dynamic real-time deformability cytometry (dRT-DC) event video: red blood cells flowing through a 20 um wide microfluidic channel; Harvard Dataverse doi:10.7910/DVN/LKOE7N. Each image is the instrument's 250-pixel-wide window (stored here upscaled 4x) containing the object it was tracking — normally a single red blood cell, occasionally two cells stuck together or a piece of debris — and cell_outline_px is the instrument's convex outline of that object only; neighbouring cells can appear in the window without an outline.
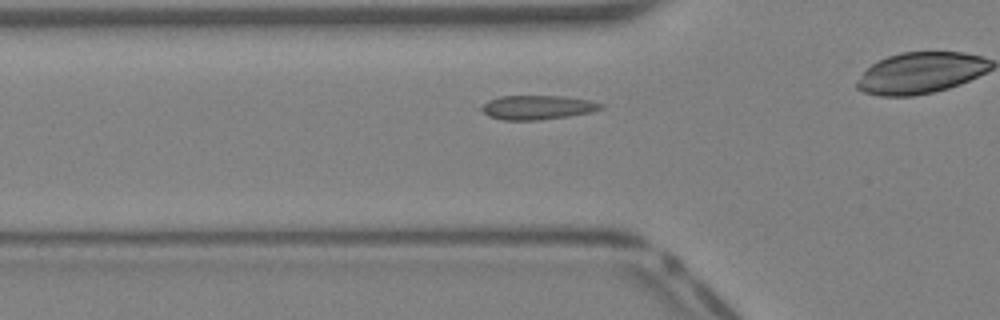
{"species": "Egyptian fruit bat (a non-hibernating species)", "species_latin": "Rousettus aegyptiacus", "temperature_condition": "warm", "stored_images_in_passage": 24, "camera_frame_rate_fps": 3000, "um_per_image_px": 0.085, "animal": {"sex": "female"}, "frame": {"image": 1, "passage_image": 6, "time_ms": 1.667, "image_size_px": [1000, 320], "cell_outline_px": [[604, 108], [592, 112], [568, 116], [540, 120], [500, 120], [488, 116], [480, 108], [488, 100], [500, 96], [564, 96], [592, 100], [604, 104]], "centroid_in_image_um": [45.72, 9.13], "position_along_channel_um": 80.1, "area_um2": 16.99}}
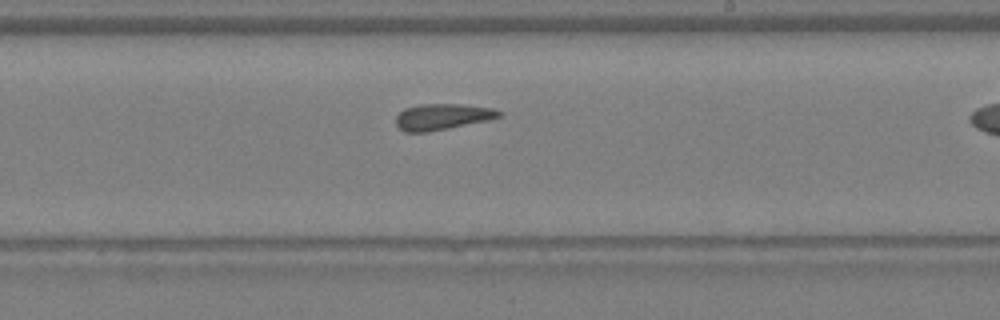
{"frame": {"image": 2, "passage_image": 16, "time_ms": 5.0, "image_size_px": [1000, 320], "cell_outline_px": [[500, 116], [488, 120], [428, 132], [404, 132], [396, 128], [396, 116], [404, 108], [424, 104], [460, 104], [492, 108], [500, 112]], "centroid_in_image_um": [37.53, 9.93], "position_along_channel_um": 251.5, "area_um2": 15.55}}
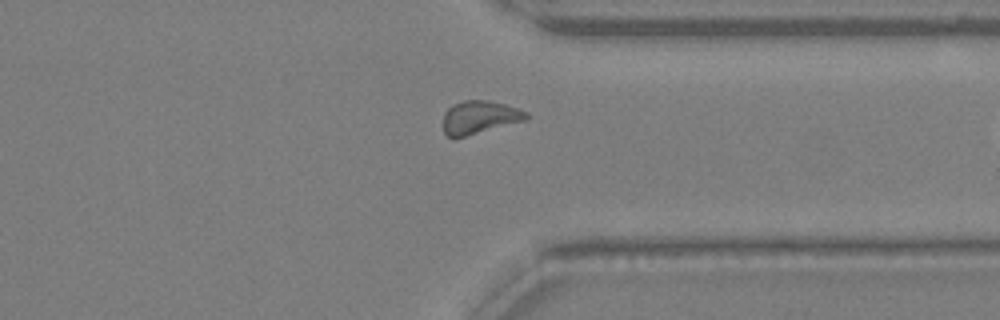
{"frame": {"image": 3, "passage_image": 23, "time_ms": 7.333, "image_size_px": [1000, 320], "cell_outline_px": [[528, 116], [524, 120], [464, 136], [448, 136], [444, 132], [444, 112], [452, 104], [464, 100], [488, 100], [504, 104], [528, 112]], "centroid_in_image_um": [40.74, 9.93], "position_along_channel_um": 370.7, "area_um2": 15.55}}